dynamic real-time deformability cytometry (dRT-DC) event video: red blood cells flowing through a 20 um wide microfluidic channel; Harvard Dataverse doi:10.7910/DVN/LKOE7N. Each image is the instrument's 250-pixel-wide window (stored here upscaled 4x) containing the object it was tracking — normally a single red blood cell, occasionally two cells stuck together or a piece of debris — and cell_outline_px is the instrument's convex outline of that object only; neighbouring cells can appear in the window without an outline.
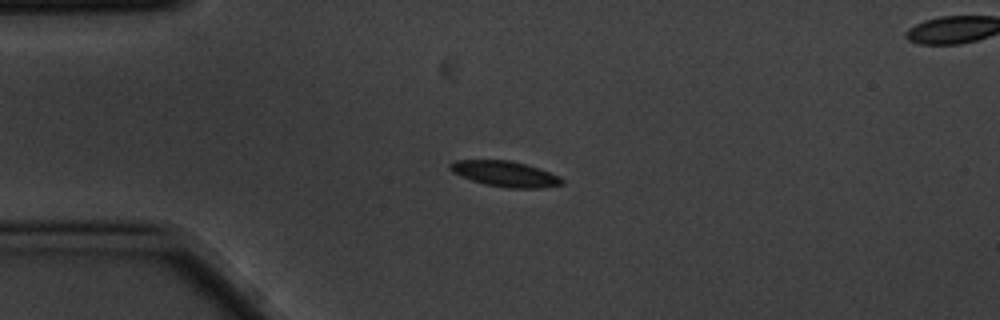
{"species": "common noctule bat (a hibernating species)", "species_latin": "Nyctalus noctula", "temperature_condition": "cold", "stored_images_in_passage": 6, "camera_frame_rate_fps": 3000, "um_per_image_px": 0.085, "animal": {"sex": "male", "body_mass_g": 20.1, "forearm_length_mm": 53.5}, "frame": {"image": 1, "passage_image": 1, "time_ms": 0.0, "image_size_px": [1000, 320], "cell_outline_px": [[564, 184], [544, 188], [508, 188], [484, 184], [472, 180], [452, 172], [448, 168], [448, 164], [456, 160], [508, 160], [524, 164], [560, 176], [564, 180]], "centroid_in_image_um": [42.93, 14.79], "position_along_channel_um": 42.1, "area_um2": 16.59}}